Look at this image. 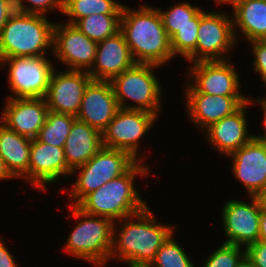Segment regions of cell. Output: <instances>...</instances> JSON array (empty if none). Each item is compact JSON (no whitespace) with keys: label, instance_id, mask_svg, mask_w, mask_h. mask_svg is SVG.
<instances>
[{"label":"cell","instance_id":"cell-27","mask_svg":"<svg viewBox=\"0 0 266 267\" xmlns=\"http://www.w3.org/2000/svg\"><path fill=\"white\" fill-rule=\"evenodd\" d=\"M121 15H90L78 20L74 26L97 43L120 31Z\"/></svg>","mask_w":266,"mask_h":267},{"label":"cell","instance_id":"cell-35","mask_svg":"<svg viewBox=\"0 0 266 267\" xmlns=\"http://www.w3.org/2000/svg\"><path fill=\"white\" fill-rule=\"evenodd\" d=\"M15 11L14 0H0V32Z\"/></svg>","mask_w":266,"mask_h":267},{"label":"cell","instance_id":"cell-13","mask_svg":"<svg viewBox=\"0 0 266 267\" xmlns=\"http://www.w3.org/2000/svg\"><path fill=\"white\" fill-rule=\"evenodd\" d=\"M190 70L192 78L195 79V84H188L186 93L243 96L239 93L238 74L227 60L194 62Z\"/></svg>","mask_w":266,"mask_h":267},{"label":"cell","instance_id":"cell-31","mask_svg":"<svg viewBox=\"0 0 266 267\" xmlns=\"http://www.w3.org/2000/svg\"><path fill=\"white\" fill-rule=\"evenodd\" d=\"M240 245L223 243L216 251L210 254L203 267H237L245 257ZM242 253V254H241Z\"/></svg>","mask_w":266,"mask_h":267},{"label":"cell","instance_id":"cell-41","mask_svg":"<svg viewBox=\"0 0 266 267\" xmlns=\"http://www.w3.org/2000/svg\"><path fill=\"white\" fill-rule=\"evenodd\" d=\"M217 2H218V4H220V3H231L233 6L237 3V2H239V1H241V0H216Z\"/></svg>","mask_w":266,"mask_h":267},{"label":"cell","instance_id":"cell-30","mask_svg":"<svg viewBox=\"0 0 266 267\" xmlns=\"http://www.w3.org/2000/svg\"><path fill=\"white\" fill-rule=\"evenodd\" d=\"M199 25H185L170 38L171 49L175 57L182 55L190 62H196L195 48L198 39Z\"/></svg>","mask_w":266,"mask_h":267},{"label":"cell","instance_id":"cell-36","mask_svg":"<svg viewBox=\"0 0 266 267\" xmlns=\"http://www.w3.org/2000/svg\"><path fill=\"white\" fill-rule=\"evenodd\" d=\"M0 267H17L16 261L2 241H0Z\"/></svg>","mask_w":266,"mask_h":267},{"label":"cell","instance_id":"cell-25","mask_svg":"<svg viewBox=\"0 0 266 267\" xmlns=\"http://www.w3.org/2000/svg\"><path fill=\"white\" fill-rule=\"evenodd\" d=\"M123 5L115 0H63L62 13L70 17L74 25L78 20L90 15H121Z\"/></svg>","mask_w":266,"mask_h":267},{"label":"cell","instance_id":"cell-34","mask_svg":"<svg viewBox=\"0 0 266 267\" xmlns=\"http://www.w3.org/2000/svg\"><path fill=\"white\" fill-rule=\"evenodd\" d=\"M245 256L254 267H266V242L257 241L246 246Z\"/></svg>","mask_w":266,"mask_h":267},{"label":"cell","instance_id":"cell-22","mask_svg":"<svg viewBox=\"0 0 266 267\" xmlns=\"http://www.w3.org/2000/svg\"><path fill=\"white\" fill-rule=\"evenodd\" d=\"M102 134L75 118L64 145V156L73 170L91 159L102 147Z\"/></svg>","mask_w":266,"mask_h":267},{"label":"cell","instance_id":"cell-33","mask_svg":"<svg viewBox=\"0 0 266 267\" xmlns=\"http://www.w3.org/2000/svg\"><path fill=\"white\" fill-rule=\"evenodd\" d=\"M254 54V70L259 72L266 85V40L251 41Z\"/></svg>","mask_w":266,"mask_h":267},{"label":"cell","instance_id":"cell-32","mask_svg":"<svg viewBox=\"0 0 266 267\" xmlns=\"http://www.w3.org/2000/svg\"><path fill=\"white\" fill-rule=\"evenodd\" d=\"M23 0H14L15 10L23 13L45 15L44 12L49 9L63 10V0H26L29 3V7H25L22 3ZM48 9V10H47Z\"/></svg>","mask_w":266,"mask_h":267},{"label":"cell","instance_id":"cell-18","mask_svg":"<svg viewBox=\"0 0 266 267\" xmlns=\"http://www.w3.org/2000/svg\"><path fill=\"white\" fill-rule=\"evenodd\" d=\"M64 148L42 143L36 138L31 140L29 154L28 180L39 190H44L45 183H54L60 175L71 174Z\"/></svg>","mask_w":266,"mask_h":267},{"label":"cell","instance_id":"cell-43","mask_svg":"<svg viewBox=\"0 0 266 267\" xmlns=\"http://www.w3.org/2000/svg\"><path fill=\"white\" fill-rule=\"evenodd\" d=\"M262 198L264 200V204L266 205V194Z\"/></svg>","mask_w":266,"mask_h":267},{"label":"cell","instance_id":"cell-8","mask_svg":"<svg viewBox=\"0 0 266 267\" xmlns=\"http://www.w3.org/2000/svg\"><path fill=\"white\" fill-rule=\"evenodd\" d=\"M8 63V73L11 90L16 96L11 98H44L51 74L52 63L45 56L10 57L0 60V67Z\"/></svg>","mask_w":266,"mask_h":267},{"label":"cell","instance_id":"cell-23","mask_svg":"<svg viewBox=\"0 0 266 267\" xmlns=\"http://www.w3.org/2000/svg\"><path fill=\"white\" fill-rule=\"evenodd\" d=\"M31 140L0 124V156L12 177L28 181Z\"/></svg>","mask_w":266,"mask_h":267},{"label":"cell","instance_id":"cell-14","mask_svg":"<svg viewBox=\"0 0 266 267\" xmlns=\"http://www.w3.org/2000/svg\"><path fill=\"white\" fill-rule=\"evenodd\" d=\"M92 80L87 71L67 70L58 74L53 70L45 100L48 110L76 116L80 110L86 86Z\"/></svg>","mask_w":266,"mask_h":267},{"label":"cell","instance_id":"cell-29","mask_svg":"<svg viewBox=\"0 0 266 267\" xmlns=\"http://www.w3.org/2000/svg\"><path fill=\"white\" fill-rule=\"evenodd\" d=\"M173 234L162 244L156 253L151 267H194L183 248L173 239Z\"/></svg>","mask_w":266,"mask_h":267},{"label":"cell","instance_id":"cell-10","mask_svg":"<svg viewBox=\"0 0 266 267\" xmlns=\"http://www.w3.org/2000/svg\"><path fill=\"white\" fill-rule=\"evenodd\" d=\"M233 20L223 13H208L200 9L198 39L195 58L198 61L227 60L222 54L229 52L236 41Z\"/></svg>","mask_w":266,"mask_h":267},{"label":"cell","instance_id":"cell-28","mask_svg":"<svg viewBox=\"0 0 266 267\" xmlns=\"http://www.w3.org/2000/svg\"><path fill=\"white\" fill-rule=\"evenodd\" d=\"M158 10L169 38L185 25H199L200 23V8L193 7L188 2L177 4L167 11Z\"/></svg>","mask_w":266,"mask_h":267},{"label":"cell","instance_id":"cell-40","mask_svg":"<svg viewBox=\"0 0 266 267\" xmlns=\"http://www.w3.org/2000/svg\"><path fill=\"white\" fill-rule=\"evenodd\" d=\"M237 267H254V265L245 256Z\"/></svg>","mask_w":266,"mask_h":267},{"label":"cell","instance_id":"cell-1","mask_svg":"<svg viewBox=\"0 0 266 267\" xmlns=\"http://www.w3.org/2000/svg\"><path fill=\"white\" fill-rule=\"evenodd\" d=\"M120 31L136 64L160 66L174 57L158 8L141 5L132 11L123 6Z\"/></svg>","mask_w":266,"mask_h":267},{"label":"cell","instance_id":"cell-3","mask_svg":"<svg viewBox=\"0 0 266 267\" xmlns=\"http://www.w3.org/2000/svg\"><path fill=\"white\" fill-rule=\"evenodd\" d=\"M137 161L125 174L112 179L95 191L87 194L76 206L89 215L111 219L134 217L147 204L138 195L133 180L137 175L146 176L148 167Z\"/></svg>","mask_w":266,"mask_h":267},{"label":"cell","instance_id":"cell-37","mask_svg":"<svg viewBox=\"0 0 266 267\" xmlns=\"http://www.w3.org/2000/svg\"><path fill=\"white\" fill-rule=\"evenodd\" d=\"M258 241L266 242V205L261 206Z\"/></svg>","mask_w":266,"mask_h":267},{"label":"cell","instance_id":"cell-26","mask_svg":"<svg viewBox=\"0 0 266 267\" xmlns=\"http://www.w3.org/2000/svg\"><path fill=\"white\" fill-rule=\"evenodd\" d=\"M76 116L48 111L44 125L36 139L42 143L64 148L66 139Z\"/></svg>","mask_w":266,"mask_h":267},{"label":"cell","instance_id":"cell-17","mask_svg":"<svg viewBox=\"0 0 266 267\" xmlns=\"http://www.w3.org/2000/svg\"><path fill=\"white\" fill-rule=\"evenodd\" d=\"M8 98L0 120L19 135L35 139L49 111L45 98Z\"/></svg>","mask_w":266,"mask_h":267},{"label":"cell","instance_id":"cell-21","mask_svg":"<svg viewBox=\"0 0 266 267\" xmlns=\"http://www.w3.org/2000/svg\"><path fill=\"white\" fill-rule=\"evenodd\" d=\"M252 100L244 103L237 111L212 124L205 131L207 140L226 156L245 145L253 136L247 135L246 107Z\"/></svg>","mask_w":266,"mask_h":267},{"label":"cell","instance_id":"cell-19","mask_svg":"<svg viewBox=\"0 0 266 267\" xmlns=\"http://www.w3.org/2000/svg\"><path fill=\"white\" fill-rule=\"evenodd\" d=\"M136 64L124 34L115 35L98 42L94 68L88 71L92 80L110 81Z\"/></svg>","mask_w":266,"mask_h":267},{"label":"cell","instance_id":"cell-12","mask_svg":"<svg viewBox=\"0 0 266 267\" xmlns=\"http://www.w3.org/2000/svg\"><path fill=\"white\" fill-rule=\"evenodd\" d=\"M55 24L52 49L59 61L66 63L69 70L89 71L92 69L98 43L88 38L72 24Z\"/></svg>","mask_w":266,"mask_h":267},{"label":"cell","instance_id":"cell-11","mask_svg":"<svg viewBox=\"0 0 266 267\" xmlns=\"http://www.w3.org/2000/svg\"><path fill=\"white\" fill-rule=\"evenodd\" d=\"M251 203L230 200L224 204L222 220L227 238L225 244L248 246L258 241L262 197L251 196Z\"/></svg>","mask_w":266,"mask_h":267},{"label":"cell","instance_id":"cell-5","mask_svg":"<svg viewBox=\"0 0 266 267\" xmlns=\"http://www.w3.org/2000/svg\"><path fill=\"white\" fill-rule=\"evenodd\" d=\"M72 215L83 217L77 223L65 245V251L73 256L87 259L96 266H103L110 258L113 237V222L102 216L89 215L72 205Z\"/></svg>","mask_w":266,"mask_h":267},{"label":"cell","instance_id":"cell-6","mask_svg":"<svg viewBox=\"0 0 266 267\" xmlns=\"http://www.w3.org/2000/svg\"><path fill=\"white\" fill-rule=\"evenodd\" d=\"M157 65L135 64L109 82L117 99L119 108L142 110L157 115L160 110L161 87L152 70ZM135 101L136 105L125 104V99Z\"/></svg>","mask_w":266,"mask_h":267},{"label":"cell","instance_id":"cell-38","mask_svg":"<svg viewBox=\"0 0 266 267\" xmlns=\"http://www.w3.org/2000/svg\"><path fill=\"white\" fill-rule=\"evenodd\" d=\"M257 102H259L260 104H261V106H262V108H263V112H264V128H265V135L264 136H254L253 135V138L254 139H256L258 142H260V143H262L263 145H265L266 146V99H259V100H257Z\"/></svg>","mask_w":266,"mask_h":267},{"label":"cell","instance_id":"cell-2","mask_svg":"<svg viewBox=\"0 0 266 267\" xmlns=\"http://www.w3.org/2000/svg\"><path fill=\"white\" fill-rule=\"evenodd\" d=\"M134 217L138 221H132L131 217L121 220L123 226L119 230V237L115 236L113 224L110 258L118 257V260L126 261L129 266L150 265L159 248L173 234V228L157 223L148 207Z\"/></svg>","mask_w":266,"mask_h":267},{"label":"cell","instance_id":"cell-42","mask_svg":"<svg viewBox=\"0 0 266 267\" xmlns=\"http://www.w3.org/2000/svg\"><path fill=\"white\" fill-rule=\"evenodd\" d=\"M130 267H151L150 265H135V266H130Z\"/></svg>","mask_w":266,"mask_h":267},{"label":"cell","instance_id":"cell-16","mask_svg":"<svg viewBox=\"0 0 266 267\" xmlns=\"http://www.w3.org/2000/svg\"><path fill=\"white\" fill-rule=\"evenodd\" d=\"M119 109L110 82L91 80L85 88L76 118L102 134Z\"/></svg>","mask_w":266,"mask_h":267},{"label":"cell","instance_id":"cell-15","mask_svg":"<svg viewBox=\"0 0 266 267\" xmlns=\"http://www.w3.org/2000/svg\"><path fill=\"white\" fill-rule=\"evenodd\" d=\"M229 156L233 158V173L249 195L263 197L266 194V146L252 137Z\"/></svg>","mask_w":266,"mask_h":267},{"label":"cell","instance_id":"cell-9","mask_svg":"<svg viewBox=\"0 0 266 267\" xmlns=\"http://www.w3.org/2000/svg\"><path fill=\"white\" fill-rule=\"evenodd\" d=\"M158 115L142 111L119 109L114 118L102 132V145L106 148L122 150L129 153L137 161L138 140L143 137Z\"/></svg>","mask_w":266,"mask_h":267},{"label":"cell","instance_id":"cell-24","mask_svg":"<svg viewBox=\"0 0 266 267\" xmlns=\"http://www.w3.org/2000/svg\"><path fill=\"white\" fill-rule=\"evenodd\" d=\"M233 25L248 41L266 40V0H241L234 6Z\"/></svg>","mask_w":266,"mask_h":267},{"label":"cell","instance_id":"cell-20","mask_svg":"<svg viewBox=\"0 0 266 267\" xmlns=\"http://www.w3.org/2000/svg\"><path fill=\"white\" fill-rule=\"evenodd\" d=\"M191 120L199 127L208 128L237 111L248 102L246 96H221L206 93H186Z\"/></svg>","mask_w":266,"mask_h":267},{"label":"cell","instance_id":"cell-7","mask_svg":"<svg viewBox=\"0 0 266 267\" xmlns=\"http://www.w3.org/2000/svg\"><path fill=\"white\" fill-rule=\"evenodd\" d=\"M136 162L137 160L125 151L102 146L91 159L71 171H80L69 194L71 198L76 199L74 205L90 192L125 174Z\"/></svg>","mask_w":266,"mask_h":267},{"label":"cell","instance_id":"cell-39","mask_svg":"<svg viewBox=\"0 0 266 267\" xmlns=\"http://www.w3.org/2000/svg\"><path fill=\"white\" fill-rule=\"evenodd\" d=\"M10 179V178H13L10 174H9V172H8V170L6 169V167H5V164H4V162H3V158L0 156V180L1 179Z\"/></svg>","mask_w":266,"mask_h":267},{"label":"cell","instance_id":"cell-4","mask_svg":"<svg viewBox=\"0 0 266 267\" xmlns=\"http://www.w3.org/2000/svg\"><path fill=\"white\" fill-rule=\"evenodd\" d=\"M53 27L45 15L15 11L0 32V60L45 56L52 46Z\"/></svg>","mask_w":266,"mask_h":267}]
</instances>
